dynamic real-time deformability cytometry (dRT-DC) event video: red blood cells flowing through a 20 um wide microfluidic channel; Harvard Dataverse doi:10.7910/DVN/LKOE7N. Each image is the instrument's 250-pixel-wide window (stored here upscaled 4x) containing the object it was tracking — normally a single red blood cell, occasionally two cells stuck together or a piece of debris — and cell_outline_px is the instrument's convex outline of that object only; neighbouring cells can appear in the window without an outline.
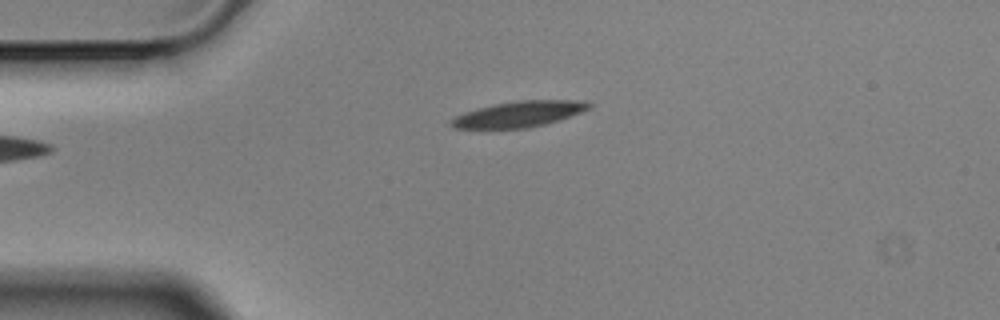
{"species": "Egyptian fruit bat (a non-hibernating species)", "species_latin": "Rousettus aegyptiacus", "temperature_condition": "cold", "stored_images_in_passage": 45, "camera_frame_rate_fps": 3000, "um_per_image_px": 0.085, "animal": {"sex": "male"}, "frame": {"image": 1, "passage_image": 1, "time_ms": 0.0, "image_size_px": [1000, 320], "cell_outline_px": [[592, 104], [588, 108], [580, 112], [560, 120], [528, 128], [484, 132], [452, 128], [448, 124], [448, 120], [464, 112], [476, 108], [492, 104], [516, 100], [584, 100]], "centroid_in_image_um": [43.93, 9.76], "position_along_channel_um": 41.1, "area_um2": 21.96}}
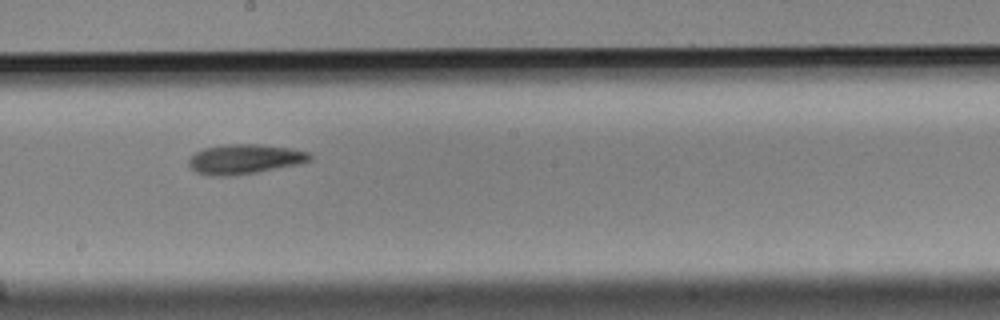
{"frame": {"image": 2, "passage_image": 19, "time_ms": 6.0, "image_size_px": [1000, 320], "cell_outline_px": [[312, 160], [300, 164], [256, 172], [228, 176], [212, 176], [196, 172], [188, 164], [188, 160], [196, 152], [204, 148], [224, 144], [260, 144], [288, 148], [308, 152], [312, 156]], "centroid_in_image_um": [20.8, 13.52], "position_along_channel_um": 227.4, "area_um2": 20.92}}
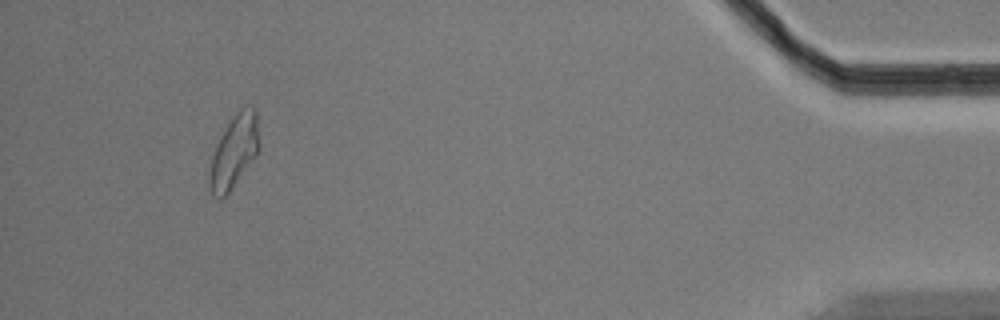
{"frame": {"image": 3, "passage_image": 41, "time_ms": 13.333, "image_size_px": [1000, 320], "cell_outline_px": [[256, 156], [228, 192], [220, 200], [212, 196], [208, 184], [208, 176], [212, 156], [216, 144], [220, 136], [228, 124], [244, 104], [252, 104], [256, 112]], "centroid_in_image_um": [19.83, 12.91], "position_along_channel_um": 415.4, "area_um2": 20.46}, "authors_computed_cell_mechanics": {"area_um2": 20.6346, "velocity_mm_per_s": 3.4964, "shape_relaxation_time_tau1_ms": 5.7963, "shape_relaxation_time_tau2_ms": 10.3947, "deformation_change_tau1": 0.1632, "deformation_change_tau2": 0.1838}}